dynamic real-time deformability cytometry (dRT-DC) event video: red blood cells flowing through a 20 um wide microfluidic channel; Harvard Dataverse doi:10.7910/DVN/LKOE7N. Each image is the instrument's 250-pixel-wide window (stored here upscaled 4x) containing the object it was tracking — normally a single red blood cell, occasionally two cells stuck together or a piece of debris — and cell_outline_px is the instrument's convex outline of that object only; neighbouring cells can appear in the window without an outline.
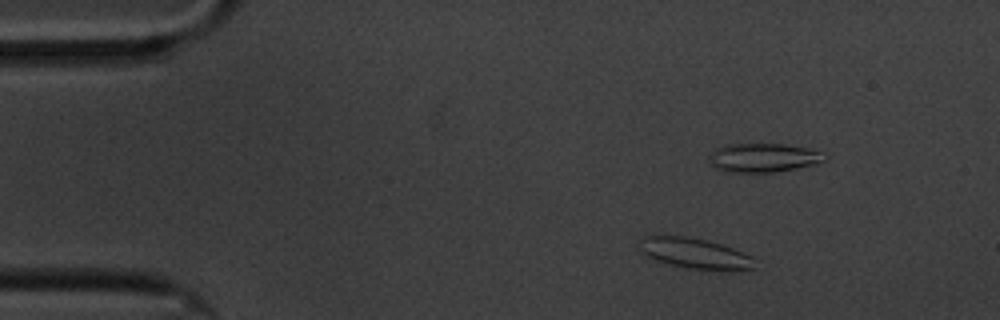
{"species": "common noctule bat (a hibernating species)", "species_latin": "Nyctalus noctula", "temperature_condition": "cold", "stored_images_in_passage": 61, "camera_frame_rate_fps": 3000, "um_per_image_px": 0.085, "animal": {"sex": "male", "body_mass_g": 20.1, "forearm_length_mm": 53.5}, "frame": {"image": 1, "passage_image": 9, "time_ms": 2.667, "image_size_px": [1000, 320], "cell_outline_px": [[756, 268], [740, 272], [732, 272], [688, 268], [652, 260], [644, 256], [640, 252], [640, 248], [644, 236], [684, 236], [708, 240], [732, 248], [752, 256]], "centroid_in_image_um": [59.12, 21.58], "position_along_channel_um": 25.9, "area_um2": 20.92}}
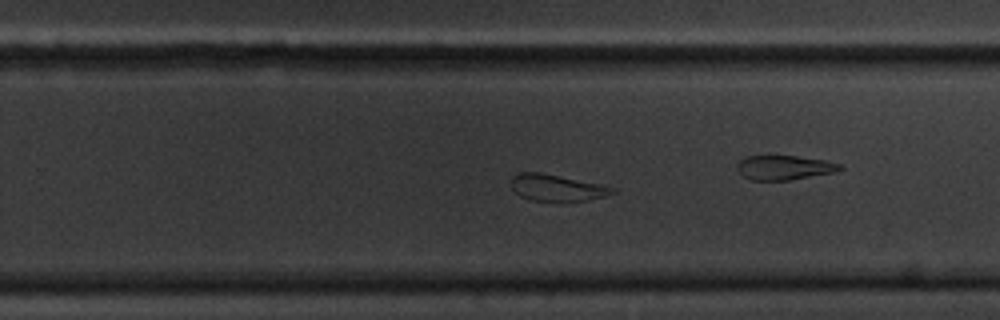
{"frame": {"image": 2, "passage_image": 38, "time_ms": 12.333, "image_size_px": [1000, 320], "cell_outline_px": [[616, 192], [604, 196], [588, 200], [564, 204], [560, 204], [528, 200], [520, 196], [512, 188], [512, 176], [520, 172], [540, 172], [600, 184], [616, 188]], "centroid_in_image_um": [47.33, 16.01], "position_along_channel_um": 282.5, "area_um2": 16.3}}
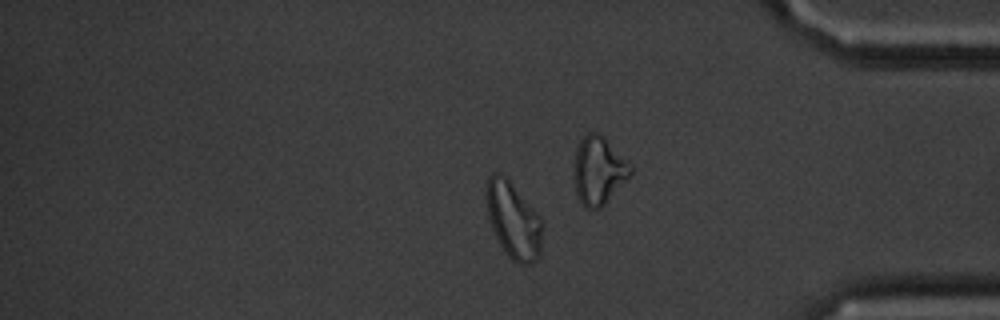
{"frame": {"image": 3, "passage_image": 50, "time_ms": 16.333, "image_size_px": [1000, 320], "cell_outline_px": [[544, 224], [540, 256], [532, 264], [516, 264], [508, 256], [500, 244], [492, 228], [488, 216], [488, 176], [496, 172], [500, 172], [508, 176], [540, 216]], "centroid_in_image_um": [43.7, 18.73], "position_along_channel_um": 391.5, "area_um2": 25.26}, "authors_computed_cell_mechanics": {"area_um2": 19.7098, "velocity_mm_per_s": 3.3206, "shape_relaxation_time_tau1_ms": null, "shape_relaxation_time_tau2_ms": 1.7152, "deformation_change_tau1": null, "deformation_change_tau2": 0.0872}}